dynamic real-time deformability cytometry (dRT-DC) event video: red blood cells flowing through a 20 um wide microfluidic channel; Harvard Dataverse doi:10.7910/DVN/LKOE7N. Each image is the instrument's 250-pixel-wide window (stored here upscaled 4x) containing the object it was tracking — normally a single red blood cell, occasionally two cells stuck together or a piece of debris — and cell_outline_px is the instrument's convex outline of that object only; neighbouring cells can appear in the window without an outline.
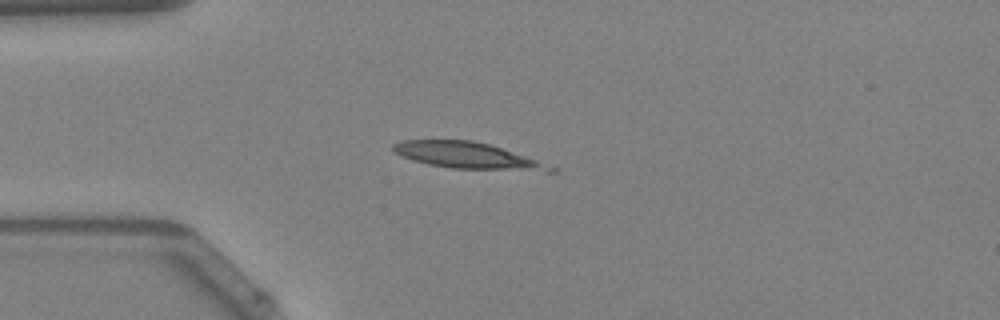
{"species": "Egyptian fruit bat (a non-hibernating species)", "species_latin": "Rousettus aegyptiacus", "temperature_condition": "warm", "stored_images_in_passage": 2, "camera_frame_rate_fps": 3000, "um_per_image_px": 0.085, "animal": {"sex": "female"}, "frame": {"image": 1, "passage_image": 1, "time_ms": 0.0, "image_size_px": [1000, 320], "cell_outline_px": [[560, 168], [556, 172], [548, 172], [452, 168], [428, 164], [412, 160], [400, 156], [392, 152], [392, 144], [400, 140], [472, 140], [488, 144]], "centroid_in_image_um": [39.73, 13.24], "position_along_channel_um": 45.3, "area_um2": 24.28}}